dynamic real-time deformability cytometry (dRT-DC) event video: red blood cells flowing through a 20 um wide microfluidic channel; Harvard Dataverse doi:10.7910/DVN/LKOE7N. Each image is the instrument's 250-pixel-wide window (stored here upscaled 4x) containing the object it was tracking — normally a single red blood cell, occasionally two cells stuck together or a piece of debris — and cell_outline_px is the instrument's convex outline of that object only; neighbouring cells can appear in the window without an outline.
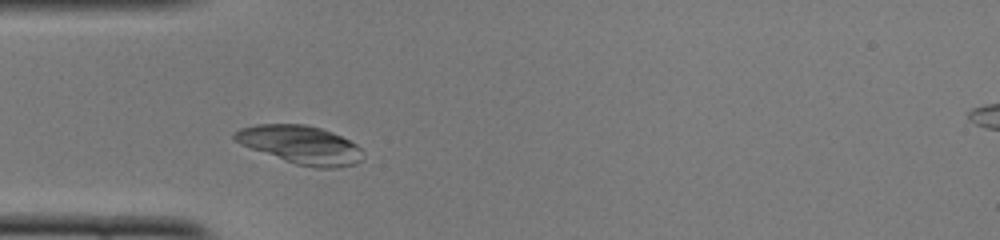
{"species": "common noctule bat (a hibernating species)", "species_latin": "Nyctalus noctula", "temperature_condition": "cold", "stored_images_in_passage": 14, "camera_frame_rate_fps": 3000, "um_per_image_px": 0.085, "animal": {"sex": "female", "body_mass_g": 22.0, "forearm_length_mm": 56.7}, "frame": {"image": 1, "passage_image": 5, "time_ms": 1.333, "image_size_px": [1000, 240], "cell_outline_px": [[364, 156], [356, 164], [336, 168], [316, 168], [296, 164], [284, 160], [240, 144], [232, 136], [240, 128], [256, 124], [304, 124], [320, 128], [332, 132], [356, 144], [364, 152]], "centroid_in_image_um": [25.58, 12.31], "position_along_channel_um": 59.4, "area_um2": 28.44}}